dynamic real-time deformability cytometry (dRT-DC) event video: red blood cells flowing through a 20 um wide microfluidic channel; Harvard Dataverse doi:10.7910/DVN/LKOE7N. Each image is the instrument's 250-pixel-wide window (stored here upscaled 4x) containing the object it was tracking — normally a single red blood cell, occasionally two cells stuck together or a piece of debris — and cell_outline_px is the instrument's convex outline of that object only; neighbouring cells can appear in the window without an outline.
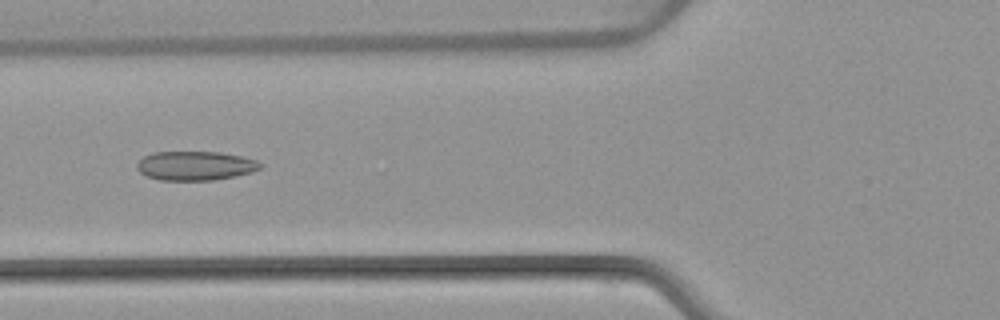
{"species": "common noctule bat (a hibernating species)", "species_latin": "Nyctalus noctula", "temperature_condition": "warm", "stored_images_in_passage": 6, "camera_frame_rate_fps": 3000, "um_per_image_px": 0.085, "animal": {"sex": "female", "body_mass_g": 22.7, "forearm_length_mm": 54.2}, "frame": {"image": 1, "passage_image": 5, "time_ms": 6.0, "image_size_px": [1000, 320], "cell_outline_px": [[264, 164], [260, 168], [252, 172], [236, 176], [212, 180], [160, 180], [148, 176], [140, 172], [136, 168], [136, 164], [144, 156], [152, 152], [220, 152], [240, 156], [256, 160]], "centroid_in_image_um": [16.61, 14.08], "position_along_channel_um": 109.2, "area_um2": 20.92}}